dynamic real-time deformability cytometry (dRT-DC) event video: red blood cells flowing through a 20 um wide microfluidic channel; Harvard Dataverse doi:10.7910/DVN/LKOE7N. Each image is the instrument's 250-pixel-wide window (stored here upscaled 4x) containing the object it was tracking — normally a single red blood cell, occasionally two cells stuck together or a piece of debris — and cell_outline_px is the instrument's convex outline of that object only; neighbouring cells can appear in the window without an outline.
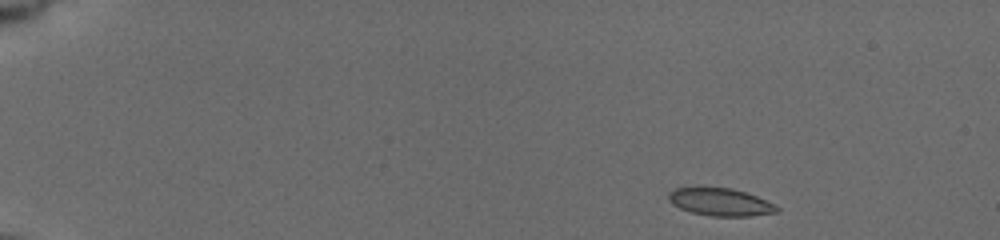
{"species": "common noctule bat (a hibernating species)", "species_latin": "Nyctalus noctula", "temperature_condition": "cold", "stored_images_in_passage": 49, "camera_frame_rate_fps": 3000, "um_per_image_px": 0.085, "animal": {"sex": "female", "body_mass_g": 19.5, "forearm_length_mm": 54.1}, "frame": {"image": 1, "passage_image": 1, "time_ms": 0.0, "image_size_px": [1000, 240], "cell_outline_px": [[780, 208], [776, 212], [752, 216], [712, 216], [692, 212], [680, 208], [672, 204], [668, 200], [668, 192], [676, 188], [696, 184], [732, 188], [756, 196], [776, 204]], "centroid_in_image_um": [61.17, 17.12], "position_along_channel_um": 23.8, "area_um2": 18.09}}
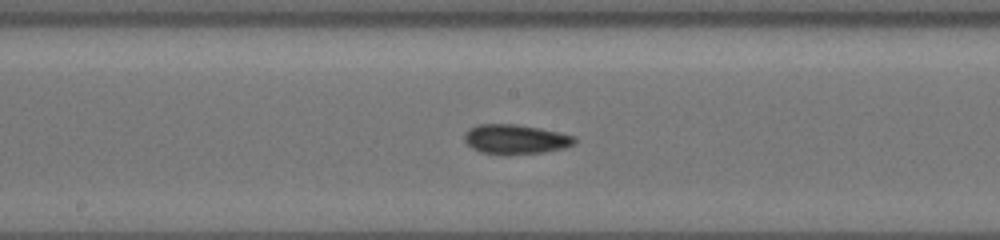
{"frame": {"image": 2, "passage_image": 25, "time_ms": 8.0, "image_size_px": [1000, 240], "cell_outline_px": [[576, 144], [564, 148], [540, 152], [508, 156], [480, 152], [472, 148], [464, 140], [464, 132], [468, 128], [476, 124], [516, 124], [540, 128], [560, 132], [576, 136]], "centroid_in_image_um": [43.8, 11.84], "position_along_channel_um": 204.4, "area_um2": 19.42}}
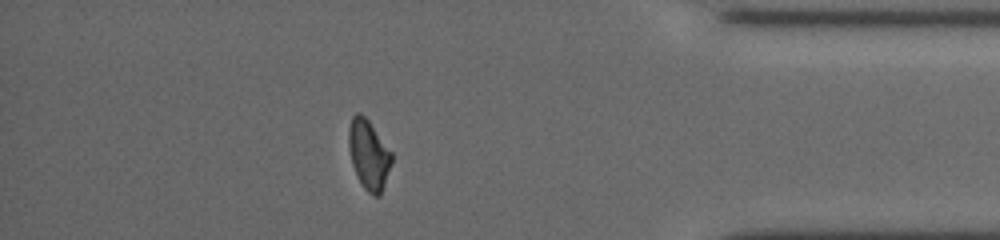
{"frame": {"image": 3, "passage_image": 43, "time_ms": 14.0, "image_size_px": [1000, 240], "cell_outline_px": [[392, 160], [380, 196], [372, 196], [364, 188], [352, 164], [348, 148], [348, 128], [352, 116], [356, 112], [360, 112], [368, 120], [392, 152]], "centroid_in_image_um": [31.32, 13.11], "position_along_channel_um": 403.9, "area_um2": 17.28}, "authors_computed_cell_mechanics": {"area_um2": 17.7446, "velocity_mm_per_s": 3.7709, "shape_relaxation_time_tau1_ms": 6.8372, "shape_relaxation_time_tau2_ms": 3.1589, "deformation_change_tau1": 0.1682, "deformation_change_tau2": 0.0626}}